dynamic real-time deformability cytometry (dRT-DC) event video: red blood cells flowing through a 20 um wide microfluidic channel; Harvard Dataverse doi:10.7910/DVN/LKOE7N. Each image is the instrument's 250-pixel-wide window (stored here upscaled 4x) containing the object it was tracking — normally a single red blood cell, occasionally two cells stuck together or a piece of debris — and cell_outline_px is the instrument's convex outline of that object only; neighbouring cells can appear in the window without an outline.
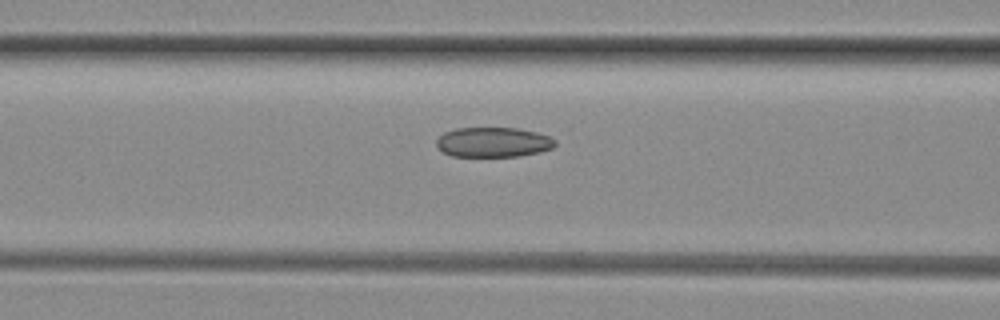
{"species": "common noctule bat (a hibernating species)", "species_latin": "Nyctalus noctula", "temperature_condition": "room temperature", "stored_images_in_passage": 14, "camera_frame_rate_fps": 3000, "um_per_image_px": 0.085, "animal": {"sex": "female", "body_mass_g": 29.2, "forearm_length_mm": 56.3}, "frame": {"image": 1, "passage_image": 12, "time_ms": 3.667, "image_size_px": [1000, 320], "cell_outline_px": [[556, 144], [552, 148], [540, 152], [520, 156], [452, 156], [444, 152], [436, 144], [436, 140], [444, 132], [456, 128], [516, 128], [536, 132], [548, 136], [556, 140]], "centroid_in_image_um": [41.94, 12.08], "position_along_channel_um": 124.7, "area_um2": 20.58}}